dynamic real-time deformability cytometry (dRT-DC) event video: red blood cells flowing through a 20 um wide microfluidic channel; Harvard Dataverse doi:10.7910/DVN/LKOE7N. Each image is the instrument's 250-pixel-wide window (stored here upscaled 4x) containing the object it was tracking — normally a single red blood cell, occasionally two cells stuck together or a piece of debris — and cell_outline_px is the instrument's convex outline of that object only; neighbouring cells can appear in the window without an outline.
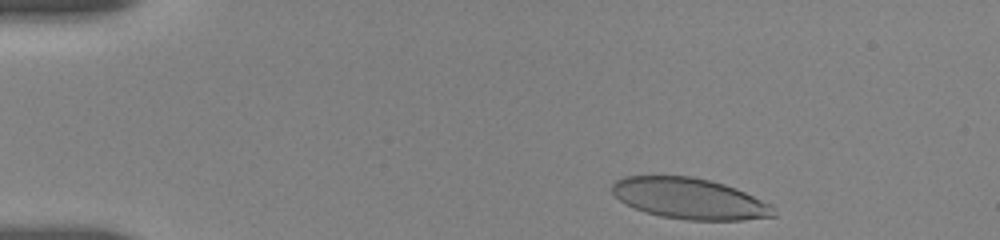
{"species": "human", "species_latin": "Homo sapiens", "temperature_condition": "room temperature", "stored_images_in_passage": 18, "camera_frame_rate_fps": 3000, "um_per_image_px": 0.085, "donor": {"sex": "female"}, "frame": {"image": 1, "passage_image": 2, "time_ms": 0.333, "image_size_px": [1000, 240], "cell_outline_px": [[776, 216], [740, 220], [688, 220], [660, 216], [644, 212], [620, 200], [612, 192], [612, 184], [616, 180], [624, 176], [692, 176], [724, 184], [736, 188], [772, 204], [776, 208]], "centroid_in_image_um": [58.65, 16.88], "position_along_channel_um": 26.4, "area_um2": 38.55}}
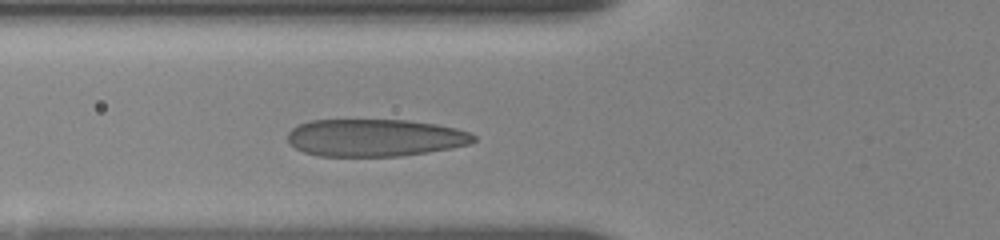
{"frame": {"image": 2, "passage_image": 12, "time_ms": 4.333, "image_size_px": [1000, 240], "cell_outline_px": [[476, 140], [468, 144], [452, 148], [400, 156], [320, 156], [304, 152], [296, 148], [288, 140], [288, 132], [292, 128], [308, 120], [408, 120], [436, 124], [456, 128], [468, 132], [476, 136]], "centroid_in_image_um": [31.87, 11.7], "position_along_channel_um": 93.9, "area_um2": 40.46}}
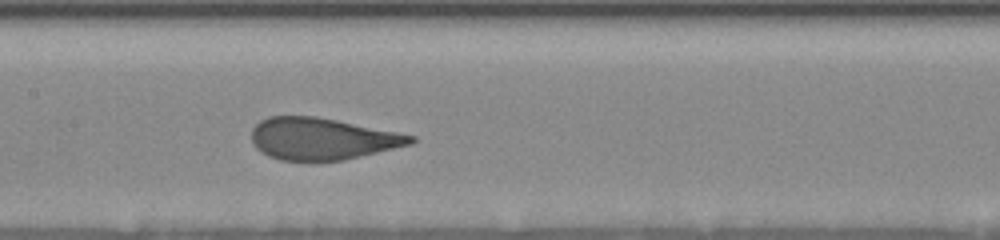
{"frame": {"image": 3, "passage_image": 18, "time_ms": 6.667, "image_size_px": [1000, 240], "cell_outline_px": [[416, 140], [412, 144], [344, 160], [280, 160], [268, 156], [256, 148], [252, 144], [252, 128], [260, 120], [268, 116], [316, 116], [416, 136]], "centroid_in_image_um": [27.35, 11.79], "position_along_channel_um": 180.0, "area_um2": 38.61}}